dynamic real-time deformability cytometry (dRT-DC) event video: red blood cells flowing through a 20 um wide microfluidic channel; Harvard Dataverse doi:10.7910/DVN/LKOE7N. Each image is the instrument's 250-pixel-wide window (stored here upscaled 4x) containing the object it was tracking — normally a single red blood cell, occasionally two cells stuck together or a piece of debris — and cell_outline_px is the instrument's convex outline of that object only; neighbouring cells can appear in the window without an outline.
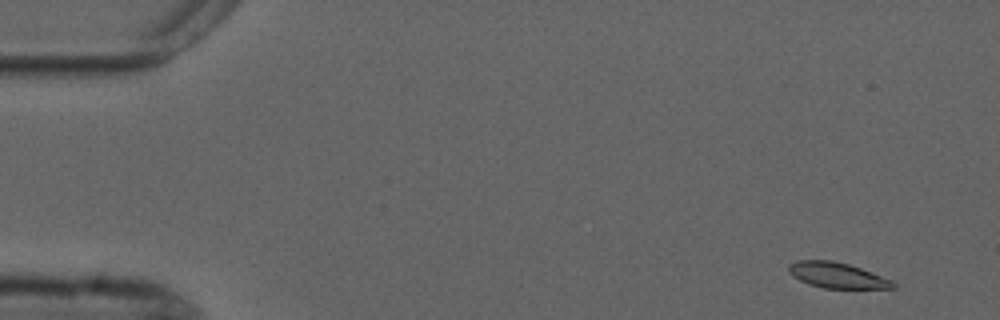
{"species": "common noctule bat (a hibernating species)", "species_latin": "Nyctalus noctula", "temperature_condition": "cold", "stored_images_in_passage": 5, "camera_frame_rate_fps": 3000, "um_per_image_px": 0.085, "animal": {"sex": "male", "forearm_length_mm": 52.5}, "frame": {"image": 1, "passage_image": 1, "time_ms": 0.0, "image_size_px": [1000, 320], "cell_outline_px": [[896, 288], [824, 288], [808, 284], [792, 276], [788, 272], [788, 264], [796, 260], [832, 260], [848, 264], [860, 268], [892, 280], [896, 284]], "centroid_in_image_um": [71.11, 23.39], "position_along_channel_um": 13.9, "area_um2": 15.55}}
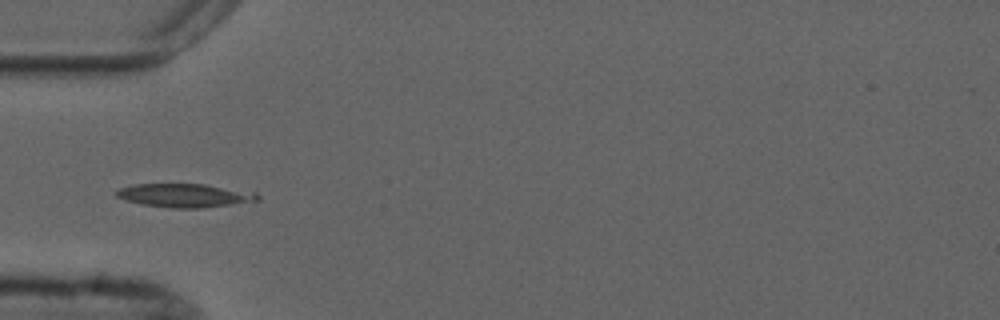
{"frame": {"image": 2, "passage_image": 4, "time_ms": 4.667, "image_size_px": [1000, 320], "cell_outline_px": [[260, 200], [204, 208], [172, 208], [140, 204], [116, 196], [112, 192], [120, 188], [136, 184], [204, 184], [256, 192], [260, 196]], "centroid_in_image_um": [15.71, 16.61], "position_along_channel_um": 69.3, "area_um2": 19.42}}